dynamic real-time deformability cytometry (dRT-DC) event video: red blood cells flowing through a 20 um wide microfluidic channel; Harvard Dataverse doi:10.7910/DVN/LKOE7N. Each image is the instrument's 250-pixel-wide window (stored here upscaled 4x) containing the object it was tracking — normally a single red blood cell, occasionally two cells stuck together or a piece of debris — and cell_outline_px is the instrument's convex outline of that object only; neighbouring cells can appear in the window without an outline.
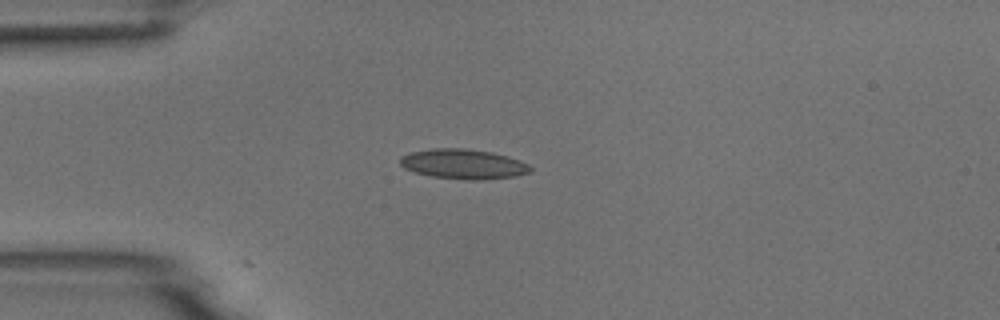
{"species": "common noctule bat (a hibernating species)", "species_latin": "Nyctalus noctula", "temperature_condition": "room temperature", "stored_images_in_passage": 5, "camera_frame_rate_fps": 3000, "um_per_image_px": 0.085, "animal": {"sex": "male", "body_mass_g": 18.8}, "frame": {"image": 1, "passage_image": 2, "time_ms": 1.333, "image_size_px": [1000, 320], "cell_outline_px": [[532, 172], [516, 176], [476, 180], [468, 180], [432, 176], [416, 172], [404, 168], [400, 164], [400, 156], [412, 152], [432, 148], [464, 148], [492, 152], [508, 156], [520, 160], [528, 164], [532, 168]], "centroid_in_image_um": [39.41, 13.94], "position_along_channel_um": 45.6, "area_um2": 22.66}}